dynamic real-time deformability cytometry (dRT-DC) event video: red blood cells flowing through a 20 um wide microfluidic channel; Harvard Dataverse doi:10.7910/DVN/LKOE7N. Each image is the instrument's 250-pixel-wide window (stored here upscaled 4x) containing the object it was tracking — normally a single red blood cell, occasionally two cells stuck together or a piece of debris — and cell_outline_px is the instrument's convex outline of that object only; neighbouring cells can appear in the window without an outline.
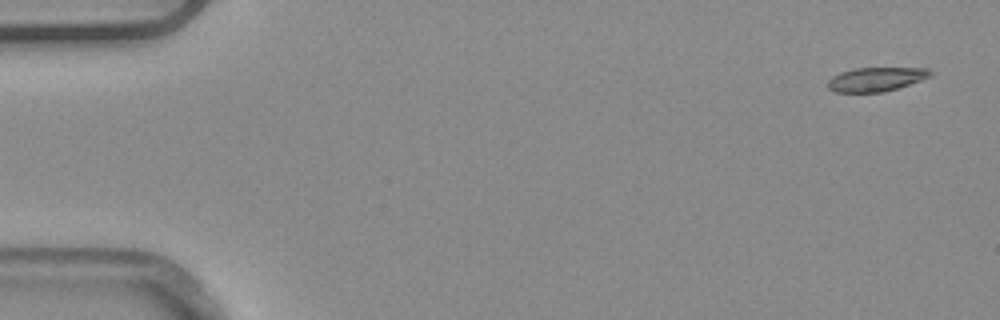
{"species": "common noctule bat (a hibernating species)", "species_latin": "Nyctalus noctula", "temperature_condition": "warm", "stored_images_in_passage": 6, "segment_of_instrument_passage": [1, 2], "camera_frame_rate_fps": 3000, "um_per_image_px": 0.085, "animal": {"sex": "male", "body_mass_g": 20.4}, "frame": {"image": 1, "passage_image": 1, "time_ms": 0.0, "image_size_px": [1000, 320], "cell_outline_px": [[932, 76], [884, 92], [832, 92], [828, 88], [828, 80], [832, 76], [840, 72], [856, 68], [928, 68], [932, 72]], "centroid_in_image_um": [74.43, 6.73], "position_along_channel_um": 10.6, "area_um2": 14.28}}
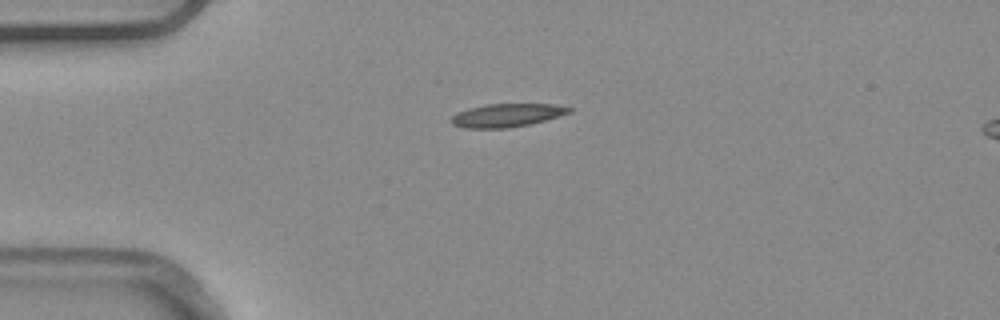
{"frame": {"image": 2, "passage_image": 4, "time_ms": 1.0, "image_size_px": [1000, 320], "cell_outline_px": [[572, 112], [532, 124], [508, 128], [464, 128], [452, 124], [452, 116], [456, 112], [468, 108], [488, 104], [552, 104], [572, 108]], "centroid_in_image_um": [43.08, 9.8], "position_along_channel_um": 41.9, "area_um2": 16.01}}